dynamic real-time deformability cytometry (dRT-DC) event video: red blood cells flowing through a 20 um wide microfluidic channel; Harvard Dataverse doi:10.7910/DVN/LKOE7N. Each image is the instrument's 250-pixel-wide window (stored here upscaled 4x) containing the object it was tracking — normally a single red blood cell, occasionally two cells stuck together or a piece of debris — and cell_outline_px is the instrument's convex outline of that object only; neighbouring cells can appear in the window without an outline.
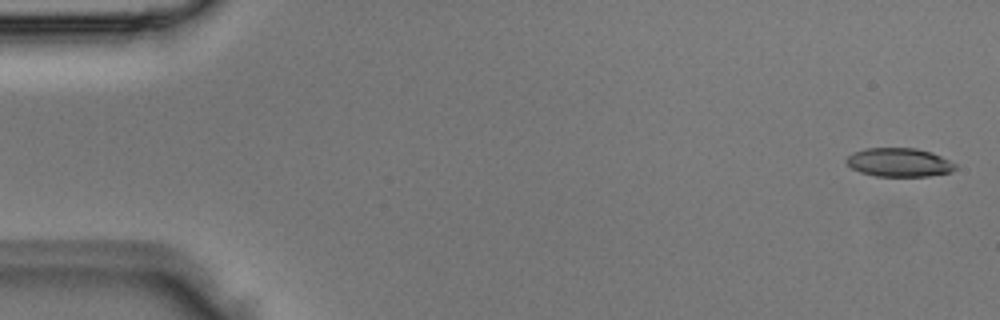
{"species": "Egyptian fruit bat (a non-hibernating species)", "species_latin": "Rousettus aegyptiacus", "temperature_condition": "room temperature", "stored_images_in_passage": 3, "camera_frame_rate_fps": 3000, "um_per_image_px": 0.085, "animal": {"sex": "male"}, "frame": {"image": 1, "passage_image": 1, "time_ms": 0.0, "image_size_px": [1000, 320], "cell_outline_px": [[956, 168], [948, 172], [928, 176], [876, 176], [860, 172], [852, 168], [844, 160], [852, 152], [864, 148], [916, 148], [932, 152], [956, 164]], "centroid_in_image_um": [76.38, 13.79], "position_along_channel_um": 8.6, "area_um2": 18.15}}